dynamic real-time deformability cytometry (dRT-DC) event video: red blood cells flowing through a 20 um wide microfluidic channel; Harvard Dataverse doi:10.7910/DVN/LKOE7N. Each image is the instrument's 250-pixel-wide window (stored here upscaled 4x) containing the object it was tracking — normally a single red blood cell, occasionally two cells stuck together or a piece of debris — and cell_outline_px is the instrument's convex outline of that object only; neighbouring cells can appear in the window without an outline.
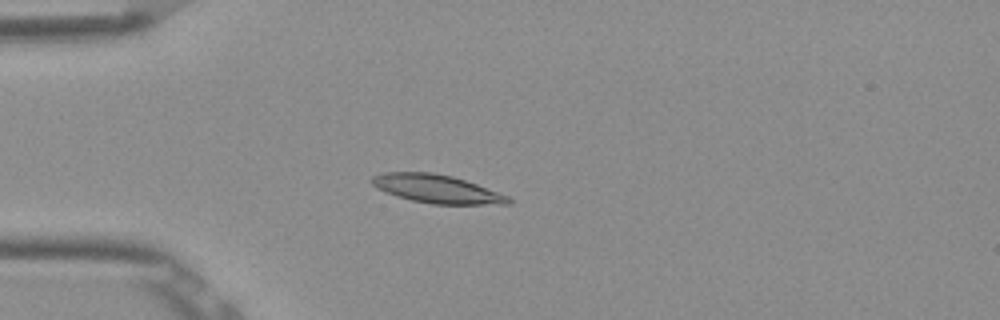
{"species": "Egyptian fruit bat (a non-hibernating species)", "species_latin": "Rousettus aegyptiacus", "temperature_condition": "room temperature", "stored_images_in_passage": 4, "camera_frame_rate_fps": 3000, "um_per_image_px": 0.085, "frame": {"image": 1, "passage_image": 4, "time_ms": 1.0, "image_size_px": [1000, 320], "cell_outline_px": [[512, 204], [432, 204], [412, 200], [396, 196], [376, 188], [368, 180], [372, 176], [380, 172], [432, 172], [452, 176], [476, 184], [508, 196], [512, 200]], "centroid_in_image_um": [37.07, 16.05], "position_along_channel_um": 47.9, "area_um2": 22.54}}